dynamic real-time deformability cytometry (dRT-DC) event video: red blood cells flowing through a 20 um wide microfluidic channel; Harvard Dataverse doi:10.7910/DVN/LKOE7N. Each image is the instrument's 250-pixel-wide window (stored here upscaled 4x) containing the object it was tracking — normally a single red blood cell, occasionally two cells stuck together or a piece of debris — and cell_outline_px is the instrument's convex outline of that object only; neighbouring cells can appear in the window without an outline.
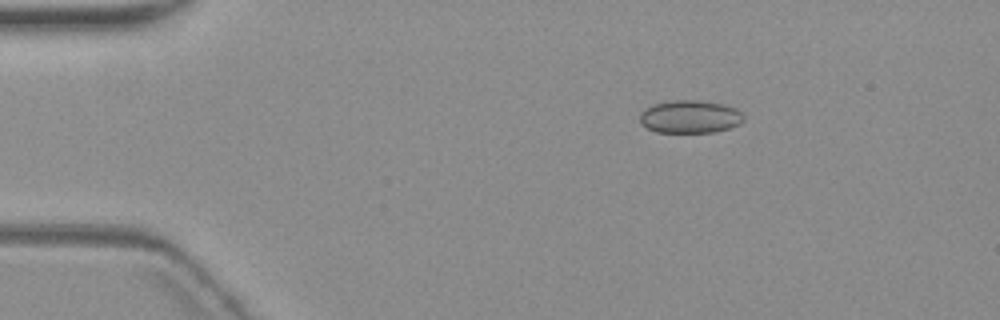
{"species": "common noctule bat (a hibernating species)", "species_latin": "Nyctalus noctula", "temperature_condition": "warm", "stored_images_in_passage": 5, "camera_frame_rate_fps": 3000, "um_per_image_px": 0.085, "animal": {"sex": "female", "body_mass_g": 19.3, "forearm_length_mm": 54.1}, "frame": {"image": 1, "passage_image": 3, "time_ms": 2.667, "image_size_px": [1000, 320], "cell_outline_px": [[744, 120], [740, 124], [732, 128], [712, 132], [656, 132], [640, 124], [640, 112], [644, 108], [652, 104], [672, 100], [696, 100], [724, 104], [736, 108], [744, 116]], "centroid_in_image_um": [58.65, 9.92], "position_along_channel_um": 26.4, "area_um2": 20.11}}